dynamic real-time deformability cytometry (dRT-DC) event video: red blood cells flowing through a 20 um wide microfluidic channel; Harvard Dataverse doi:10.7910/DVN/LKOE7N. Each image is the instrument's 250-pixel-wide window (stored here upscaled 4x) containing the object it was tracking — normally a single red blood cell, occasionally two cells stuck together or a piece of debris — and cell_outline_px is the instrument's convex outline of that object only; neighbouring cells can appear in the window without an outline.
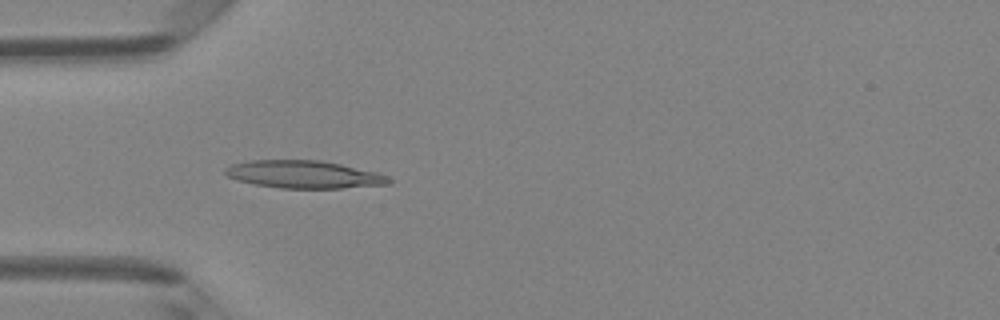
{"species": "Egyptian fruit bat (a non-hibernating species)", "species_latin": "Rousettus aegyptiacus", "temperature_condition": "room temperature", "stored_images_in_passage": 2, "camera_frame_rate_fps": 3000, "um_per_image_px": 0.085, "animal": {"sex": "female"}, "frame": {"image": 1, "passage_image": 2, "time_ms": 0.333, "image_size_px": [1000, 320], "cell_outline_px": [[392, 184], [340, 188], [280, 188], [256, 184], [236, 180], [228, 176], [224, 172], [224, 168], [232, 164], [252, 160], [320, 160], [380, 172], [388, 176], [392, 180]], "centroid_in_image_um": [25.88, 14.82], "position_along_channel_um": 59.1, "area_um2": 26.47}}